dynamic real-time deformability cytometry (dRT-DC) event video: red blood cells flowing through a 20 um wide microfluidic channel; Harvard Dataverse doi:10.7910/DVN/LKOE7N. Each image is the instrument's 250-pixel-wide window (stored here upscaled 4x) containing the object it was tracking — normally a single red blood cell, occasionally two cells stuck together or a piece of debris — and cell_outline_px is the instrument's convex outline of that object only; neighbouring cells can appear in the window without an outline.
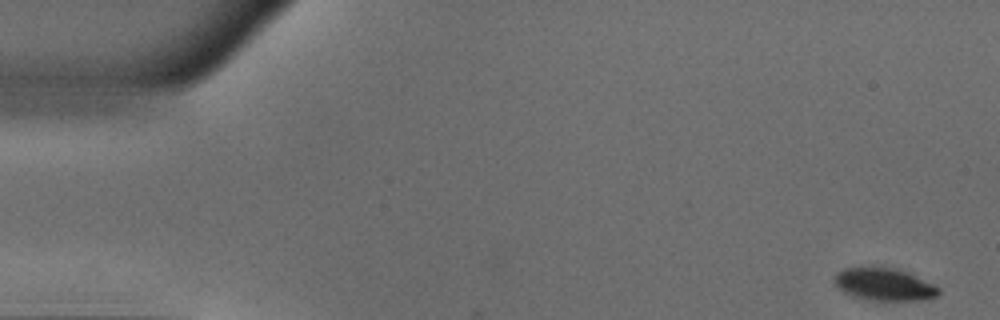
{"species": "common noctule bat (a hibernating species)", "species_latin": "Nyctalus noctula", "temperature_condition": "warm", "stored_images_in_passage": 50, "camera_frame_rate_fps": 3000, "um_per_image_px": 0.085, "animal": {"sex": "male", "body_mass_g": 18.8}, "frame": {"image": 1, "passage_image": 1, "time_ms": 0.0, "image_size_px": [1000, 320], "cell_outline_px": [[940, 292], [936, 296], [924, 300], [872, 300], [856, 296], [844, 292], [836, 284], [836, 272], [844, 268], [872, 264], [896, 268], [908, 272], [940, 288]], "centroid_in_image_um": [75.15, 24.12], "position_along_channel_um": 9.8, "area_um2": 19.94}}
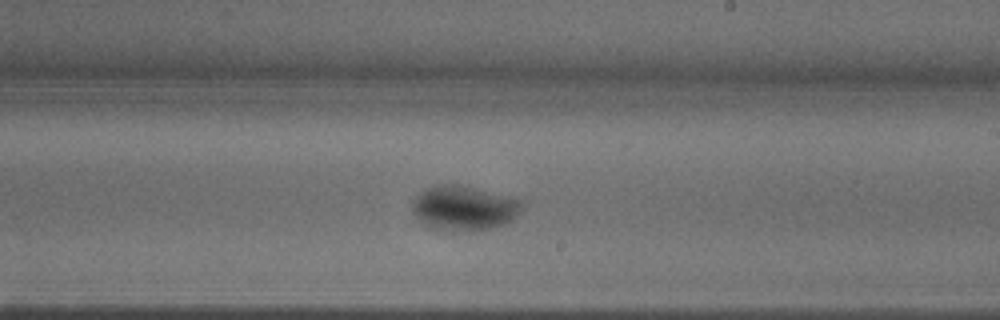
{"frame": {"image": 2, "passage_image": 29, "time_ms": 9.333, "image_size_px": [1000, 320], "cell_outline_px": [[524, 204], [516, 216], [512, 220], [504, 224], [492, 228], [472, 232], [432, 228], [424, 224], [412, 212], [412, 200], [424, 188], [432, 184], [456, 184], [520, 200]], "centroid_in_image_um": [39.38, 17.69], "position_along_channel_um": 249.6, "area_um2": 28.44}}
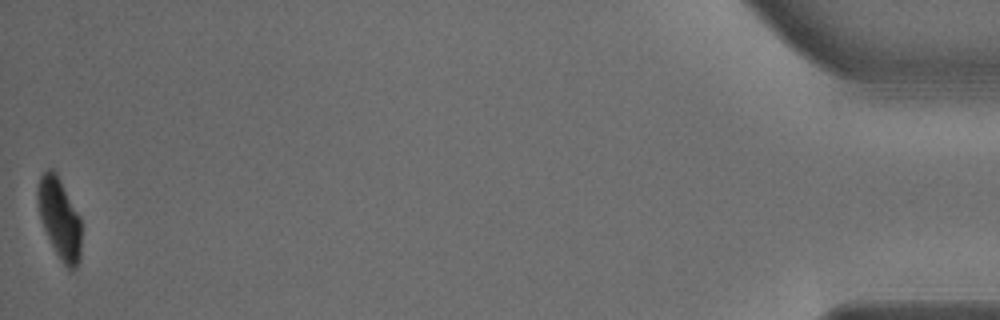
{"frame": {"image": 3, "passage_image": 50, "time_ms": 16.333, "image_size_px": [1000, 320], "cell_outline_px": [[80, 260], [76, 268], [72, 272], [60, 260], [44, 228], [36, 204], [36, 188], [40, 176], [48, 168], [52, 168], [56, 172], [80, 216]], "centroid_in_image_um": [5.04, 18.54], "position_along_channel_um": 430.2, "area_um2": 20.58}, "authors_computed_cell_mechanics": {"area_um2": 25.5765, "velocity_mm_per_s": 3.9475, "shape_relaxation_time_tau1_ms": 7.5436, "shape_relaxation_time_tau2_ms": null, "deformation_change_tau1": 0.2255, "deformation_change_tau2": null}}